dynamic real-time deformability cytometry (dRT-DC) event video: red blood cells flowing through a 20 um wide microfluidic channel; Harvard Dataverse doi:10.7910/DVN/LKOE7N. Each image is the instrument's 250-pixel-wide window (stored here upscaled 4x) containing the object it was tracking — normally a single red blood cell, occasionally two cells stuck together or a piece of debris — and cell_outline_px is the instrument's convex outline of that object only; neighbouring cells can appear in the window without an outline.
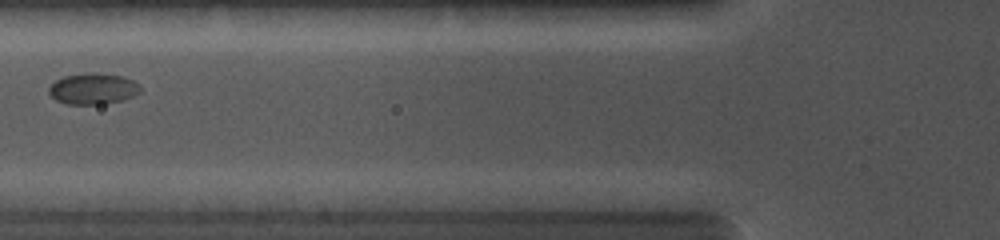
{"species": "common noctule bat (a hibernating species)", "species_latin": "Nyctalus noctula", "temperature_condition": "cold", "stored_images_in_passage": 6, "camera_frame_rate_fps": 5000, "um_per_image_px": 0.085, "animal": {"sex": "female", "body_mass_g": 19.0, "forearm_length_mm": 56.7}, "frame": {"image": 1, "passage_image": 5, "time_ms": 3.0, "image_size_px": [1000, 240], "cell_outline_px": [[140, 92], [132, 96], [120, 100], [104, 104], [68, 104], [56, 100], [48, 92], [48, 88], [56, 80], [64, 76], [84, 72], [96, 72], [124, 76], [140, 84]], "centroid_in_image_um": [7.9, 7.52], "position_along_channel_um": 117.9, "area_um2": 16.65}}